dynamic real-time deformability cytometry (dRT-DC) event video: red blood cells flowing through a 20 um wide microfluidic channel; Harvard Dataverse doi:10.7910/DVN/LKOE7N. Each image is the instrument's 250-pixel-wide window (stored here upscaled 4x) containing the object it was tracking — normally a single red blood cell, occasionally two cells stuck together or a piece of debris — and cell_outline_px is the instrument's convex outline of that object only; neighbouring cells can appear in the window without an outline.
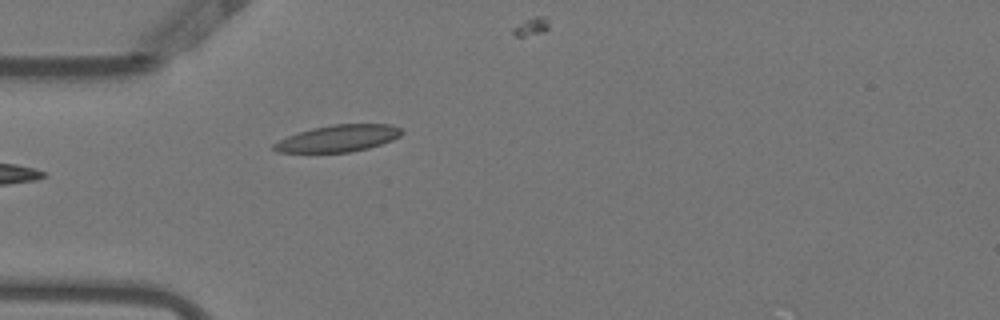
{"species": "Egyptian fruit bat (a non-hibernating species)", "species_latin": "Rousettus aegyptiacus", "temperature_condition": "warm", "stored_images_in_passage": 17, "camera_frame_rate_fps": 3000, "um_per_image_px": 0.085, "animal": {"sex": "female"}, "frame": {"image": 1, "passage_image": 1, "time_ms": 0.0, "image_size_px": [1000, 320], "cell_outline_px": [[404, 132], [400, 136], [392, 140], [368, 148], [348, 152], [276, 152], [272, 148], [272, 144], [288, 136], [312, 128], [332, 124], [392, 124], [400, 128]], "centroid_in_image_um": [28.76, 11.75], "position_along_channel_um": 56.2, "area_um2": 19.83}}